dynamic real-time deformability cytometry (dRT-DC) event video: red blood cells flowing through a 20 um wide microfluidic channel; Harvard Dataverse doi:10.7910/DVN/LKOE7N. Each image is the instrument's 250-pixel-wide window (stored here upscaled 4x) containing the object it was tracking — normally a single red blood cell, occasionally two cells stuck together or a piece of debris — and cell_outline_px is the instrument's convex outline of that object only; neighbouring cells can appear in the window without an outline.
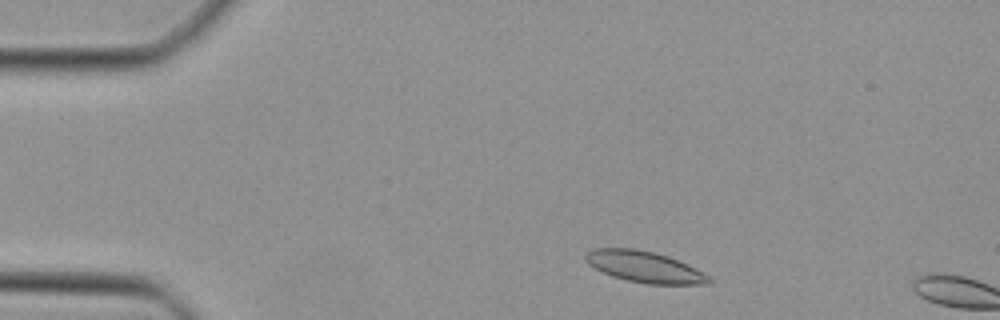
{"species": "Egyptian fruit bat (a non-hibernating species)", "species_latin": "Rousettus aegyptiacus", "temperature_condition": "cold", "stored_images_in_passage": 5, "camera_frame_rate_fps": 3000, "um_per_image_px": 0.085, "animal": {"sex": "female"}, "frame": {"image": 1, "passage_image": 3, "time_ms": 0.667, "image_size_px": [1000, 320], "cell_outline_px": [[716, 280], [712, 284], [648, 284], [628, 280], [612, 276], [588, 264], [584, 260], [584, 256], [588, 252], [596, 248], [636, 248], [656, 252], [668, 256], [696, 268], [704, 272]], "centroid_in_image_um": [54.85, 22.68], "position_along_channel_um": 30.2, "area_um2": 22.6}}